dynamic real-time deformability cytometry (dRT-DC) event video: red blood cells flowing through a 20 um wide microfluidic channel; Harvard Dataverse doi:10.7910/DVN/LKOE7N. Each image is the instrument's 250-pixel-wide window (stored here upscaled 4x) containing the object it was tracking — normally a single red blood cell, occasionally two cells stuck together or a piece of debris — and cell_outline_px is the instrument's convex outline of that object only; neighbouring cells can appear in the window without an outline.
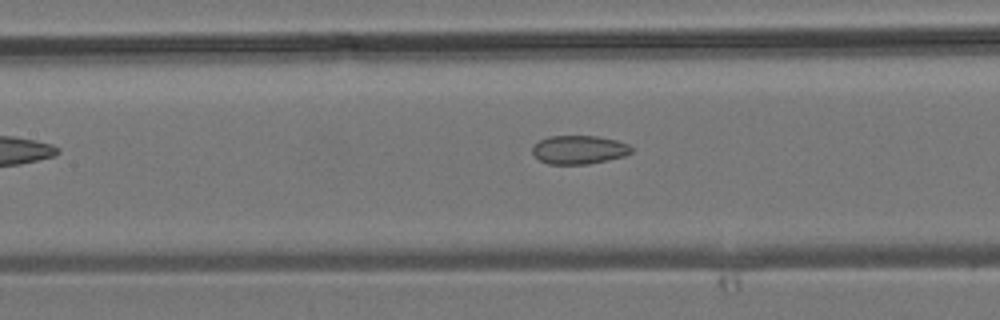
{"species": "common noctule bat (a hibernating species)", "species_latin": "Nyctalus noctula", "temperature_condition": "room temperature", "stored_images_in_passage": 26, "camera_frame_rate_fps": 3000, "um_per_image_px": 0.085, "animal": {"sex": "male", "body_mass_g": 19.2, "forearm_length_mm": 51.8}, "frame": {"image": 1, "passage_image": 11, "time_ms": 3.333, "image_size_px": [1000, 320], "cell_outline_px": [[632, 152], [624, 156], [608, 160], [588, 164], [548, 164], [540, 160], [532, 152], [532, 148], [540, 140], [548, 136], [596, 136], [616, 140], [628, 144], [632, 148]], "centroid_in_image_um": [49.23, 12.73], "position_along_channel_um": 158.2, "area_um2": 16.42}}
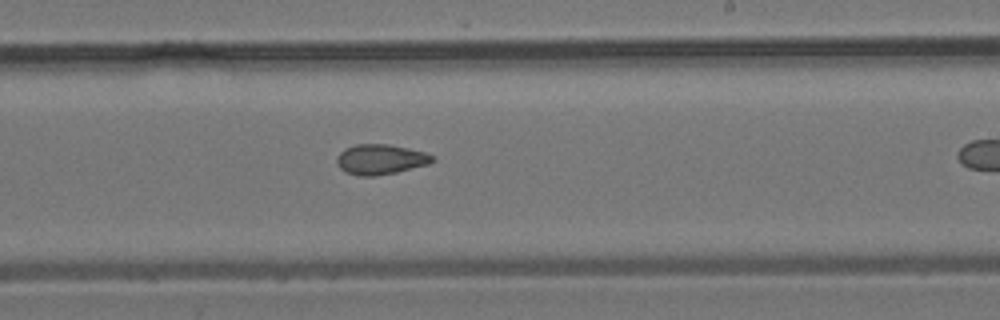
{"frame": {"image": 2, "passage_image": 17, "time_ms": 5.333, "image_size_px": [1000, 320], "cell_outline_px": [[436, 160], [428, 164], [396, 172], [376, 176], [360, 176], [344, 172], [336, 164], [336, 156], [344, 148], [356, 144], [388, 144], [408, 148], [424, 152], [432, 156]], "centroid_in_image_um": [32.29, 13.55], "position_along_channel_um": 256.7, "area_um2": 16.88}}
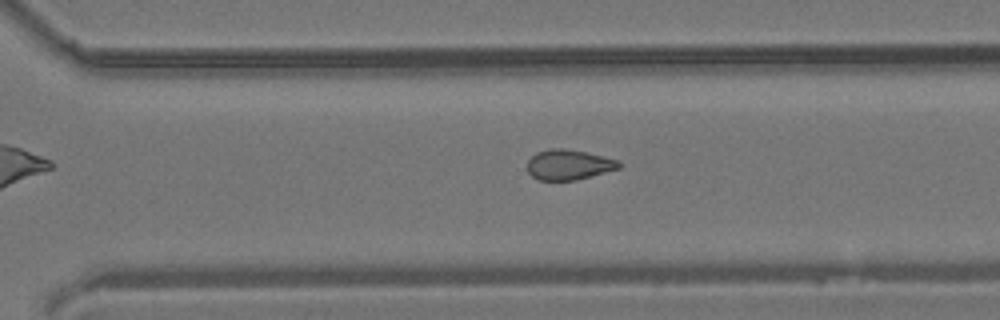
{"frame": {"image": 3, "passage_image": 21, "time_ms": 6.667, "image_size_px": [1000, 320], "cell_outline_px": [[624, 164], [620, 168], [592, 176], [576, 180], [536, 180], [528, 172], [528, 160], [536, 152], [552, 148], [564, 148], [604, 156], [620, 160]], "centroid_in_image_um": [48.38, 14.0], "position_along_channel_um": 322.2, "area_um2": 16.3}}